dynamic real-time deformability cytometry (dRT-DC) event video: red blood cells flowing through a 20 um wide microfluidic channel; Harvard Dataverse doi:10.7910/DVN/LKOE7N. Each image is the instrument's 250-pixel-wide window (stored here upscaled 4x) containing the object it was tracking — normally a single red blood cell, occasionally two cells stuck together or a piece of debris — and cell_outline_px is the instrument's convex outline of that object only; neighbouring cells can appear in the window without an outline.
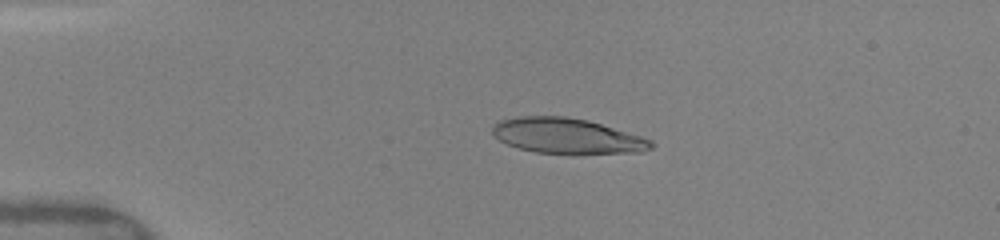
{"species": "human", "species_latin": "Homo sapiens", "temperature_condition": "warm", "stored_images_in_passage": 36, "camera_frame_rate_fps": 3000, "um_per_image_px": 0.085, "donor": {"sex": "female"}, "frame": {"image": 1, "passage_image": 8, "time_ms": 2.667, "image_size_px": [1000, 240], "cell_outline_px": [[656, 144], [652, 148], [644, 152], [572, 156], [536, 152], [520, 148], [508, 144], [500, 140], [492, 132], [492, 128], [500, 120], [520, 116], [568, 116], [588, 120], [640, 136], [652, 140]], "centroid_in_image_um": [48.28, 11.59], "position_along_channel_um": 36.7, "area_um2": 33.47}}
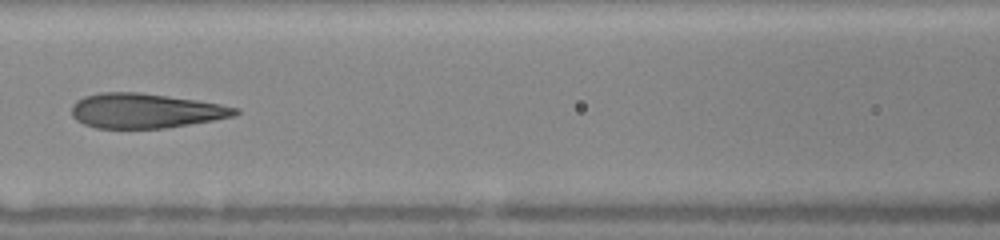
{"frame": {"image": 2, "passage_image": 16, "time_ms": 6.667, "image_size_px": [1000, 240], "cell_outline_px": [[240, 112], [236, 116], [164, 128], [96, 128], [84, 124], [76, 120], [72, 116], [72, 104], [76, 100], [84, 96], [100, 92], [140, 92], [196, 100], [220, 104], [240, 108]], "centroid_in_image_um": [12.34, 9.41], "position_along_channel_um": 154.3, "area_um2": 33.12}}
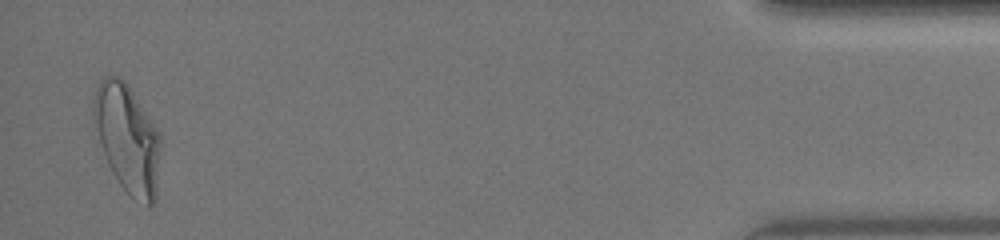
{"frame": {"image": 3, "passage_image": 36, "time_ms": 15.0, "image_size_px": [1000, 240], "cell_outline_px": [[160, 148], [156, 200], [148, 208], [132, 196], [120, 184], [112, 172], [108, 164], [100, 140], [92, 112], [92, 104], [96, 88], [100, 80], [104, 76], [116, 76], [124, 80], [128, 84], [160, 132]], "centroid_in_image_um": [10.85, 11.76], "position_along_channel_um": 424.3, "area_um2": 41.96}, "authors_computed_cell_mechanics": {"area_um2": 33.8997, "velocity_mm_per_s": 4.1083, "shape_relaxation_time_tau1_ms": 4.9989, "shape_relaxation_time_tau2_ms": 0.8549, "deformation_change_tau1": 0.2268, "deformation_change_tau2": 0.0967}}